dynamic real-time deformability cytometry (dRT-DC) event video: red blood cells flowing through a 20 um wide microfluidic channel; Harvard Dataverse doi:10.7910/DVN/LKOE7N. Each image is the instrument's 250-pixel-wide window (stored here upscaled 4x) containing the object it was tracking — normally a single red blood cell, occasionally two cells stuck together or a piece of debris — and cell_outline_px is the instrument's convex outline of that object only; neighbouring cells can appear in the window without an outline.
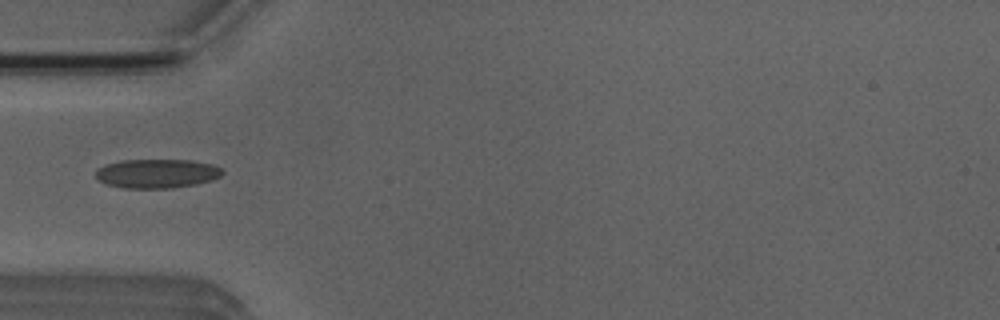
{"species": "Egyptian fruit bat (a non-hibernating species)", "species_latin": "Rousettus aegyptiacus", "temperature_condition": "room temperature", "stored_images_in_passage": 4, "camera_frame_rate_fps": 3000, "um_per_image_px": 0.085, "animal": {"sex": "male"}, "frame": {"image": 1, "passage_image": 4, "time_ms": 3.333, "image_size_px": [1000, 320], "cell_outline_px": [[224, 172], [220, 176], [212, 180], [196, 184], [172, 188], [124, 188], [108, 184], [100, 180], [96, 176], [96, 168], [120, 160], [192, 160], [212, 164], [220, 168]], "centroid_in_image_um": [13.35, 14.74], "position_along_channel_um": 71.6, "area_um2": 21.39}}